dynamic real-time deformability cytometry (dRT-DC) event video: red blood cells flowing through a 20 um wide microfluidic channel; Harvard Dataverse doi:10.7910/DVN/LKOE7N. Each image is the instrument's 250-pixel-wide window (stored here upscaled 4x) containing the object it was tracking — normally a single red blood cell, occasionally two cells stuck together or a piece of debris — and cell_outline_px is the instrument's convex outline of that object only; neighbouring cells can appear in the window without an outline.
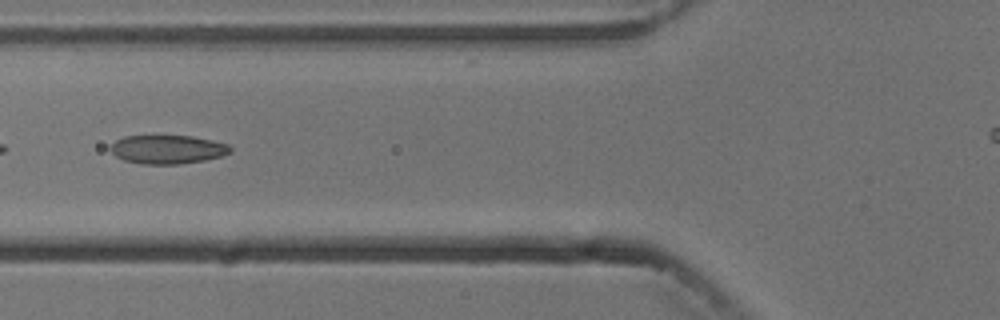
{"species": "common noctule bat (a hibernating species)", "species_latin": "Nyctalus noctula", "temperature_condition": "cold", "stored_images_in_passage": 6, "camera_frame_rate_fps": 3000, "um_per_image_px": 0.085, "animal": {"sex": "male", "body_mass_g": 13.3}, "frame": {"image": 1, "passage_image": 6, "time_ms": 5.667, "image_size_px": [1000, 320], "cell_outline_px": [[232, 152], [220, 156], [204, 160], [180, 164], [140, 164], [124, 160], [116, 156], [108, 148], [116, 140], [124, 136], [192, 136], [212, 140], [228, 144], [232, 148]], "centroid_in_image_um": [14.24, 12.7], "position_along_channel_um": 111.6, "area_um2": 20.06}}